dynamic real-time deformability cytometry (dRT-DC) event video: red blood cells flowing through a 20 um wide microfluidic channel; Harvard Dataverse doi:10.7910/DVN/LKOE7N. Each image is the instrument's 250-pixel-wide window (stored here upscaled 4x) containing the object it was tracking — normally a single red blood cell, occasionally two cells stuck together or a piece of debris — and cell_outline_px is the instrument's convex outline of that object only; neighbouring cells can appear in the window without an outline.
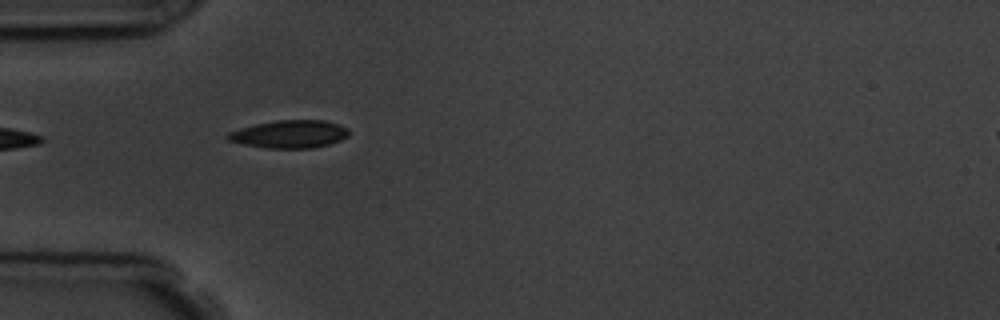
{"species": "common noctule bat (a hibernating species)", "species_latin": "Nyctalus noctula", "temperature_condition": "room temperature", "stored_images_in_passage": 5, "camera_frame_rate_fps": 3000, "um_per_image_px": 0.085, "animal": {"sex": "male", "body_mass_g": 19.5, "forearm_length_mm": 54.6}, "frame": {"image": 1, "passage_image": 4, "time_ms": 4.333, "image_size_px": [1000, 320], "cell_outline_px": [[348, 136], [340, 140], [328, 144], [312, 148], [264, 148], [244, 144], [228, 140], [224, 136], [228, 132], [240, 128], [256, 124], [276, 120], [324, 120], [348, 128]], "centroid_in_image_um": [24.58, 11.4], "position_along_channel_um": 60.4, "area_um2": 19.54}}